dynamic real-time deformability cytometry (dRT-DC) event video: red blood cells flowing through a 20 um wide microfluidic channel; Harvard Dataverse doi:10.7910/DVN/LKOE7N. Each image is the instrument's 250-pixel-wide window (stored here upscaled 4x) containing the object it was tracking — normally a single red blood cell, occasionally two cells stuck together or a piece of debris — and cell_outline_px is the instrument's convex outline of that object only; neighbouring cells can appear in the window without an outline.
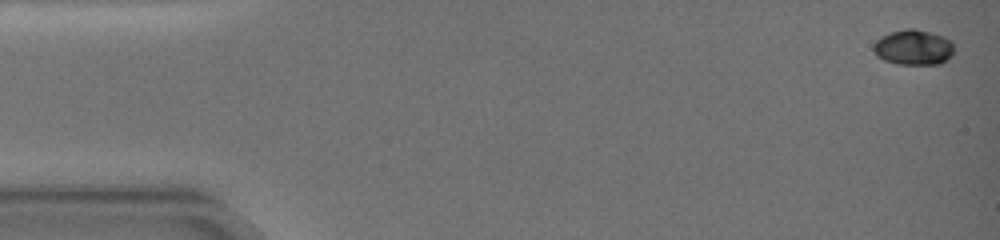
{"species": "common noctule bat (a hibernating species)", "species_latin": "Nyctalus noctula", "temperature_condition": "warm", "stored_images_in_passage": 16, "camera_frame_rate_fps": 3000, "um_per_image_px": 0.085, "animal": {"sex": "female", "body_mass_g": 19.0, "forearm_length_mm": 51.5}, "frame": {"image": 1, "passage_image": 1, "time_ms": 0.0, "image_size_px": [1000, 240], "cell_outline_px": [[952, 56], [948, 60], [940, 64], [896, 64], [884, 60], [876, 56], [872, 48], [876, 40], [880, 36], [892, 32], [908, 28], [912, 28], [928, 32], [952, 40]], "centroid_in_image_um": [77.62, 4.04], "position_along_channel_um": 7.4, "area_um2": 16.53}}
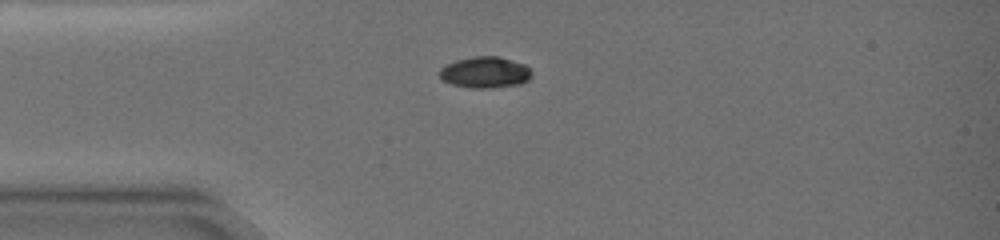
{"frame": {"image": 2, "passage_image": 10, "time_ms": 4.667, "image_size_px": [1000, 240], "cell_outline_px": [[532, 76], [528, 80], [520, 84], [492, 88], [468, 88], [452, 84], [440, 80], [440, 68], [456, 60], [472, 56], [500, 56], [524, 64], [532, 72]], "centroid_in_image_um": [41.23, 6.15], "position_along_channel_um": 43.8, "area_um2": 16.94}}